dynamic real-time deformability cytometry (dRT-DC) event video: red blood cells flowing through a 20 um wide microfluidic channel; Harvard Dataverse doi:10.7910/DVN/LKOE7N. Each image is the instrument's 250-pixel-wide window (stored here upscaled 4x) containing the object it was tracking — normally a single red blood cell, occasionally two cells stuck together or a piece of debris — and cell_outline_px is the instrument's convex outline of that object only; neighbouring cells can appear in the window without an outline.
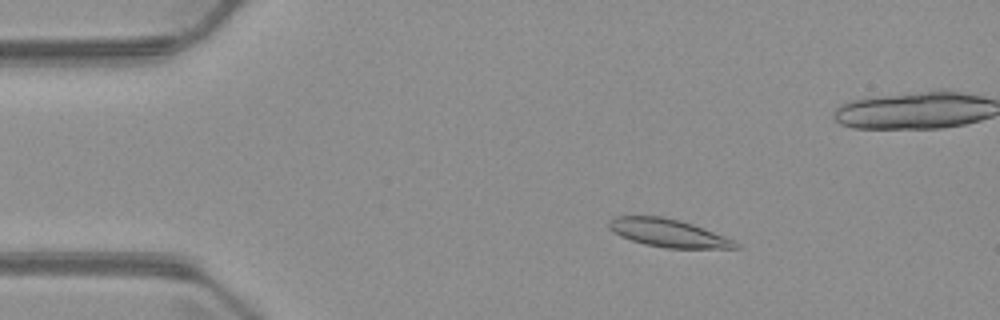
{"species": "common noctule bat (a hibernating species)", "species_latin": "Nyctalus noctula", "temperature_condition": "warm", "stored_images_in_passage": 6, "camera_frame_rate_fps": 3000, "um_per_image_px": 0.085, "animal": {"sex": "male", "body_mass_g": 23.1, "forearm_length_mm": 52.7}, "frame": {"image": 1, "passage_image": 2, "time_ms": 1.333, "image_size_px": [1000, 320], "cell_outline_px": [[740, 248], [664, 248], [644, 244], [620, 236], [612, 232], [608, 228], [608, 220], [616, 216], [660, 216], [680, 220], [704, 228], [736, 240], [740, 244]], "centroid_in_image_um": [56.8, 19.81], "position_along_channel_um": 28.2, "area_um2": 20.81}}
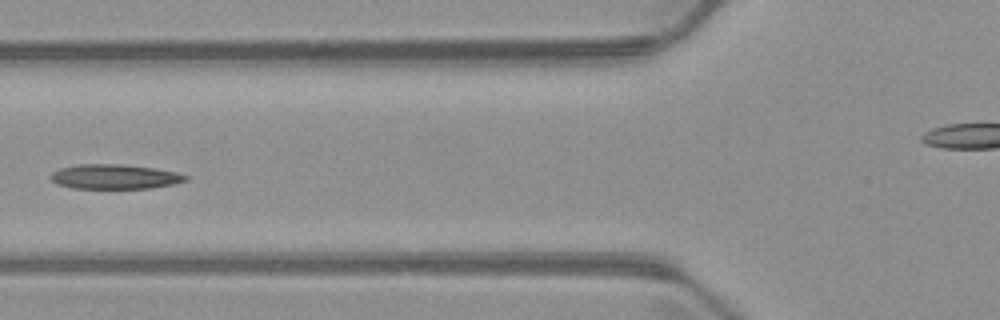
{"frame": {"image": 2, "passage_image": 5, "time_ms": 5.0, "image_size_px": [1000, 320], "cell_outline_px": [[188, 180], [176, 184], [152, 188], [72, 188], [56, 184], [48, 176], [52, 172], [60, 168], [76, 164], [124, 164], [156, 168], [176, 172], [188, 176]], "centroid_in_image_um": [9.75, 15.01], "position_along_channel_um": 116.0, "area_um2": 19.65}}
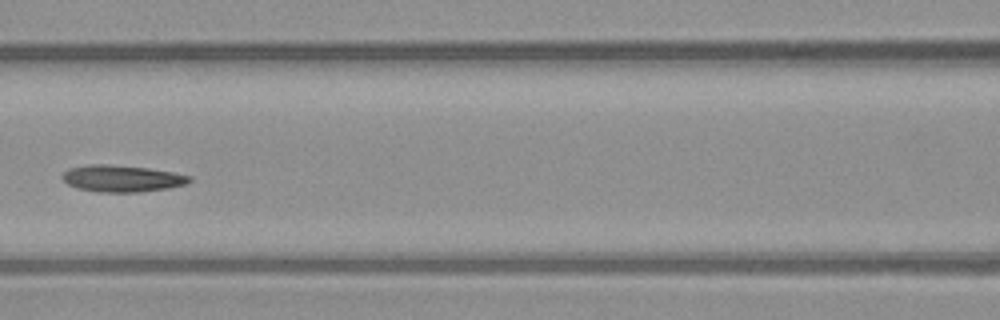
{"frame": {"image": 3, "passage_image": 6, "time_ms": 6.0, "image_size_px": [1000, 320], "cell_outline_px": [[192, 180], [184, 184], [168, 188], [140, 192], [100, 192], [76, 188], [68, 184], [60, 176], [68, 168], [88, 164], [104, 164], [148, 168], [172, 172], [192, 176]], "centroid_in_image_um": [10.33, 15.17], "position_along_channel_um": 156.3, "area_um2": 19.77}}